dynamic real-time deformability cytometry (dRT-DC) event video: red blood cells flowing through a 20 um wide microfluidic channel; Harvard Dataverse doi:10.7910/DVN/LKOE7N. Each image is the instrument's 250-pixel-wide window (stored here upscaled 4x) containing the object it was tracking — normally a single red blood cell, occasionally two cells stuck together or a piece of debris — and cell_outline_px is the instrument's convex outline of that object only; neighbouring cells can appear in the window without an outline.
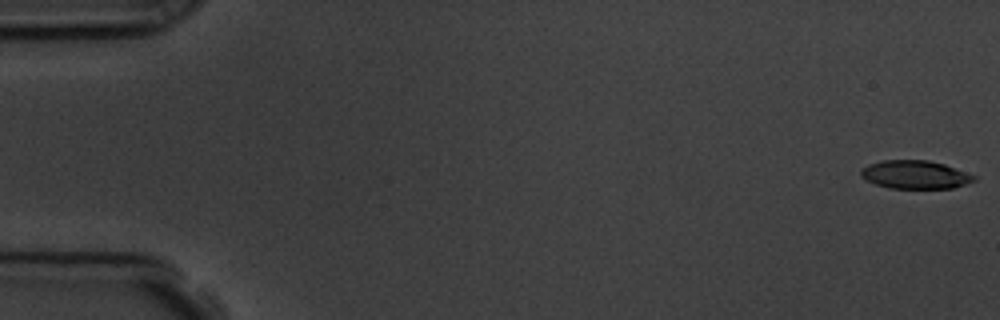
{"species": "common noctule bat (a hibernating species)", "species_latin": "Nyctalus noctula", "temperature_condition": "room temperature", "stored_images_in_passage": 9, "camera_frame_rate_fps": 3000, "um_per_image_px": 0.085, "animal": {"sex": "male", "body_mass_g": 19.5, "forearm_length_mm": 54.6}, "frame": {"image": 1, "passage_image": 1, "time_ms": 0.0, "image_size_px": [1000, 320], "cell_outline_px": [[976, 180], [952, 188], [888, 188], [876, 184], [860, 176], [860, 172], [868, 164], [884, 160], [928, 160], [944, 164], [976, 176]], "centroid_in_image_um": [77.78, 14.84], "position_along_channel_um": 7.2, "area_um2": 18.44}}
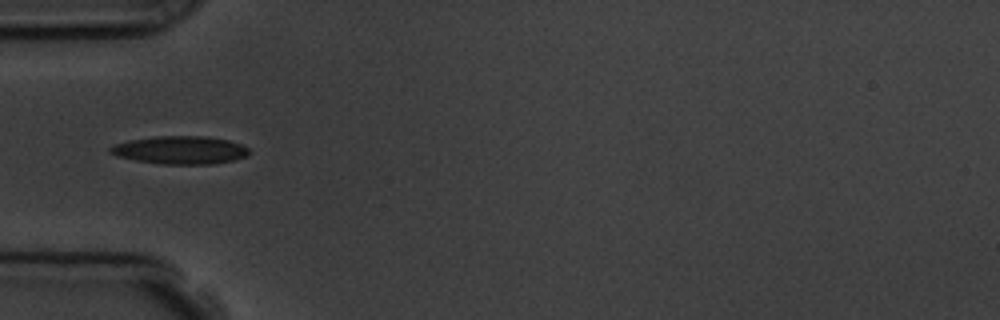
{"frame": {"image": 2, "passage_image": 6, "time_ms": 5.667, "image_size_px": [1000, 320], "cell_outline_px": [[252, 152], [248, 156], [232, 160], [212, 164], [160, 164], [136, 160], [116, 156], [108, 152], [108, 148], [116, 144], [128, 140], [156, 136], [204, 136], [228, 140], [240, 144], [248, 148]], "centroid_in_image_um": [15.31, 12.75], "position_along_channel_um": 69.7, "area_um2": 22.72}}